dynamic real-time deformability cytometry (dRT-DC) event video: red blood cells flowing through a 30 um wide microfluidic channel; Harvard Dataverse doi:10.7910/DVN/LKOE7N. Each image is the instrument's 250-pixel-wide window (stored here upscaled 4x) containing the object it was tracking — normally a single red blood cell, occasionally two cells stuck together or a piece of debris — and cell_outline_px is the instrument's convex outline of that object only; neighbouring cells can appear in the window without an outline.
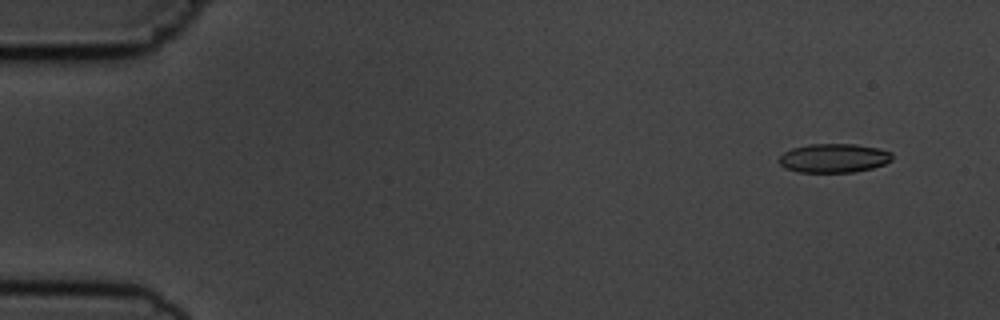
{"species": "common noctule bat (a hibernating species)", "species_latin": "Nyctalus noctula", "temperature_condition": "cold", "stored_images_in_passage": 5, "camera_frame_rate_fps": 3000, "um_per_image_px": 0.085, "animal": {"sex": "male", "body_mass_g": 19.5, "forearm_length_mm": 54.6}, "frame": {"image": 1, "passage_image": 1, "time_ms": 0.0, "image_size_px": [1000, 320], "cell_outline_px": [[892, 160], [884, 164], [872, 168], [856, 172], [800, 172], [784, 168], [780, 164], [780, 156], [784, 152], [792, 148], [808, 144], [856, 144], [880, 148], [892, 152]], "centroid_in_image_um": [70.9, 13.43], "position_along_channel_um": 14.1, "area_um2": 19.19}}
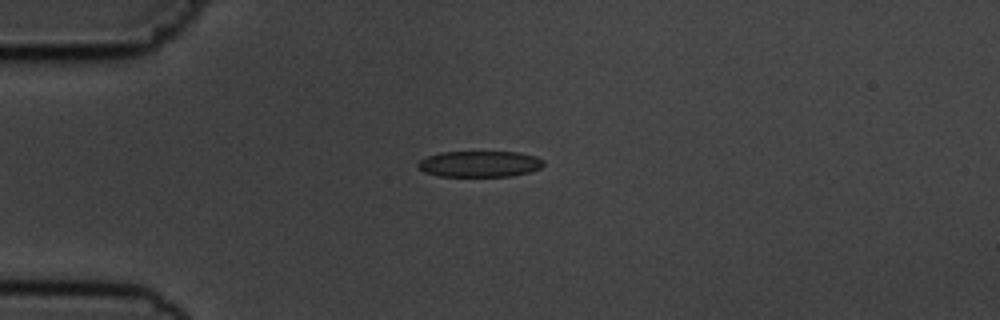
{"frame": {"image": 2, "passage_image": 4, "time_ms": 3.333, "image_size_px": [1000, 320], "cell_outline_px": [[544, 164], [540, 168], [528, 172], [512, 176], [440, 176], [424, 172], [416, 164], [420, 160], [428, 156], [440, 152], [516, 152], [536, 156], [544, 160]], "centroid_in_image_um": [40.77, 13.93], "position_along_channel_um": 44.2, "area_um2": 19.02}}